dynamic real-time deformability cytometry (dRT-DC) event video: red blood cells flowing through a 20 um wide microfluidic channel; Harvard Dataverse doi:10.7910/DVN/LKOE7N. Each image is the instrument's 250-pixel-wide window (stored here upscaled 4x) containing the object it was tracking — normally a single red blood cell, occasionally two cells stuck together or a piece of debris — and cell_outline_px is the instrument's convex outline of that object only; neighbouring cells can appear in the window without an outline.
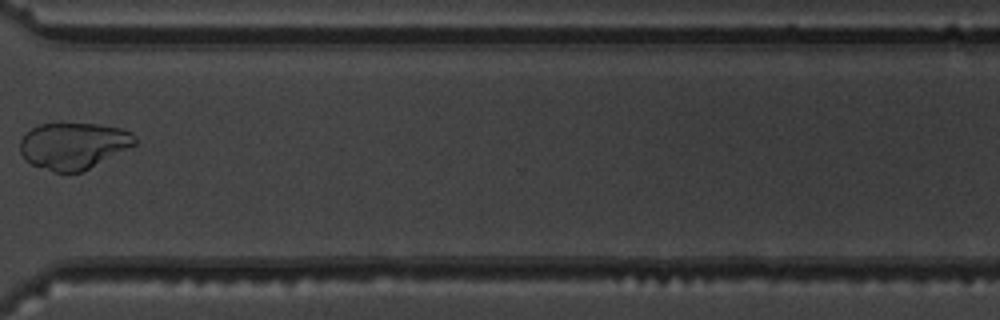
{"species": "common noctule bat (a hibernating species)", "species_latin": "Nyctalus noctula", "temperature_condition": "warm", "stored_images_in_passage": 13, "camera_frame_rate_fps": 3000, "um_per_image_px": 0.085, "animal": {"sex": "male", "body_mass_g": 19.5, "forearm_length_mm": 54.6}, "frame": {"image": 1, "passage_image": 11, "time_ms": 12.667, "image_size_px": [1000, 320], "cell_outline_px": [[136, 144], [84, 172], [56, 172], [32, 164], [24, 160], [20, 152], [20, 140], [32, 128], [40, 124], [60, 120], [100, 124], [120, 128], [132, 132], [136, 136]], "centroid_in_image_um": [6.25, 12.34], "position_along_channel_um": 364.3, "area_um2": 32.02}}